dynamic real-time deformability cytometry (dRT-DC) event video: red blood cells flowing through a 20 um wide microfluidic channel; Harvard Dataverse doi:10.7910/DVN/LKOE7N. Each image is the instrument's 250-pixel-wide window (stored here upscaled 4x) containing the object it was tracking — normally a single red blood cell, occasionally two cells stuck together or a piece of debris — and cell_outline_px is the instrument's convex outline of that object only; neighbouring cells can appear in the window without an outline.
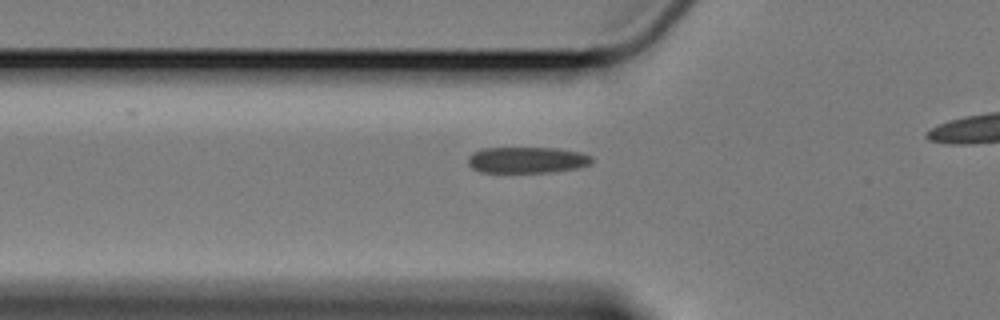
{"species": "Egyptian fruit bat (a non-hibernating species)", "species_latin": "Rousettus aegyptiacus", "temperature_condition": "cold", "stored_images_in_passage": 33, "camera_frame_rate_fps": 3000, "um_per_image_px": 0.085, "animal": {"sex": "female"}, "frame": {"image": 1, "passage_image": 2, "time_ms": 0.333, "image_size_px": [1000, 320], "cell_outline_px": [[592, 164], [576, 168], [552, 172], [480, 172], [472, 168], [468, 164], [468, 156], [472, 152], [484, 148], [556, 148], [580, 152], [592, 156]], "centroid_in_image_um": [44.79, 13.6], "position_along_channel_um": 81.0, "area_um2": 18.96}}
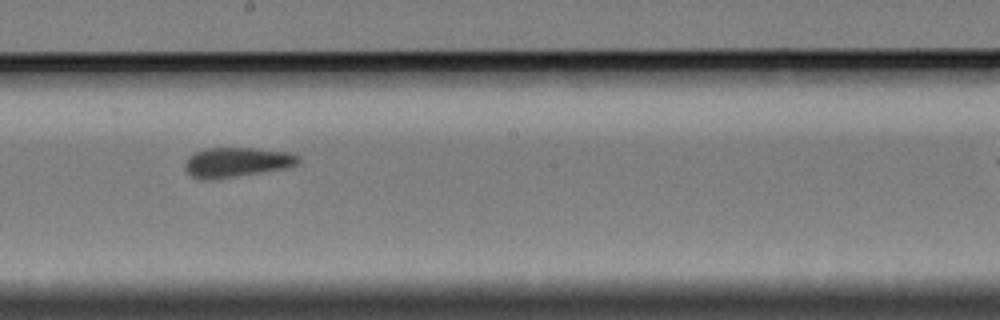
{"frame": {"image": 2, "passage_image": 15, "time_ms": 4.667, "image_size_px": [1000, 320], "cell_outline_px": [[300, 160], [296, 164], [288, 168], [216, 180], [200, 180], [192, 176], [184, 168], [184, 164], [188, 156], [196, 152], [208, 148], [256, 148], [292, 152], [300, 156]], "centroid_in_image_um": [20.14, 13.8], "position_along_channel_um": 228.1, "area_um2": 20.06}}
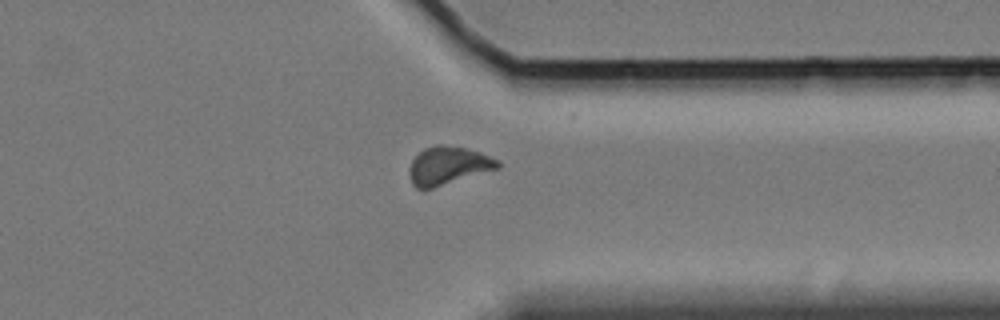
{"frame": {"image": 3, "passage_image": 28, "time_ms": 9.0, "image_size_px": [1000, 320], "cell_outline_px": [[500, 168], [432, 188], [416, 188], [412, 184], [408, 172], [408, 168], [412, 160], [424, 148], [436, 144], [440, 144], [464, 148], [480, 152], [500, 160]], "centroid_in_image_um": [38.09, 14.07], "position_along_channel_um": 373.3, "area_um2": 19.59}}